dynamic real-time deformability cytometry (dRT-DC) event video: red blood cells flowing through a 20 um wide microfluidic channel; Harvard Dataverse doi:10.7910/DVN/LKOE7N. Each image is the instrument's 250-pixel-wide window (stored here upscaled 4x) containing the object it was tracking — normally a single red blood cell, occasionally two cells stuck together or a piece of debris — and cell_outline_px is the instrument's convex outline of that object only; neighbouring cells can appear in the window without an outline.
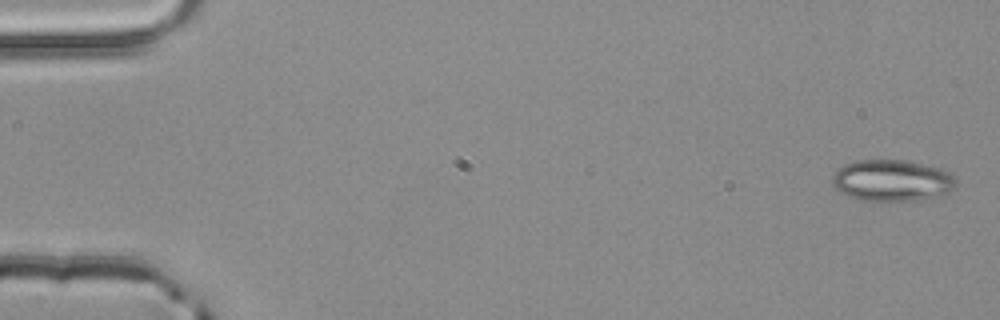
{"species": "common noctule bat (a hibernating species)", "species_latin": "Nyctalus noctula", "temperature_condition": "room temperature", "stored_images_in_passage": 3, "camera_frame_rate_fps": 3000, "um_per_image_px": 0.085, "animal": {"sex": "male", "body_mass_g": 20.4}, "frame": {"image": 1, "passage_image": 1, "time_ms": 0.0, "image_size_px": [1000, 320], "cell_outline_px": [[956, 184], [948, 192], [936, 196], [916, 200], [888, 204], [880, 204], [860, 200], [848, 196], [840, 192], [832, 184], [832, 176], [844, 164], [856, 160], [904, 160], [940, 168], [952, 172], [956, 176]], "centroid_in_image_um": [75.81, 15.38], "position_along_channel_um": 9.2, "area_um2": 30.69}}
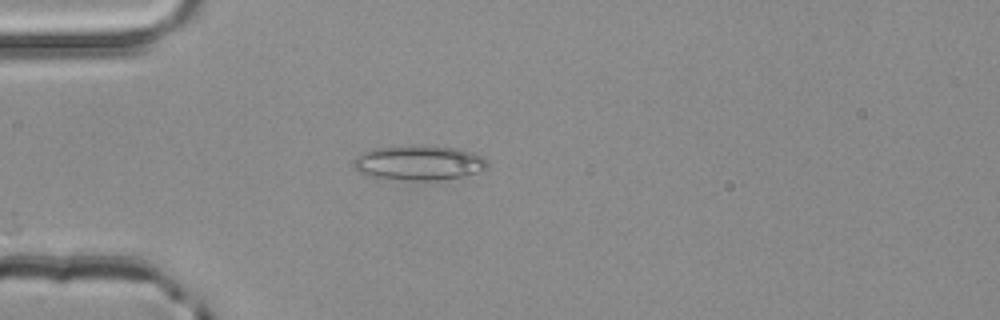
{"frame": {"image": 2, "passage_image": 3, "time_ms": 0.667, "image_size_px": [1000, 320], "cell_outline_px": [[488, 168], [484, 172], [468, 176], [432, 180], [404, 180], [372, 176], [360, 172], [352, 168], [352, 164], [356, 156], [364, 152], [376, 148], [460, 148], [484, 156], [488, 160]], "centroid_in_image_um": [35.7, 13.89], "position_along_channel_um": 49.3, "area_um2": 26.53}}